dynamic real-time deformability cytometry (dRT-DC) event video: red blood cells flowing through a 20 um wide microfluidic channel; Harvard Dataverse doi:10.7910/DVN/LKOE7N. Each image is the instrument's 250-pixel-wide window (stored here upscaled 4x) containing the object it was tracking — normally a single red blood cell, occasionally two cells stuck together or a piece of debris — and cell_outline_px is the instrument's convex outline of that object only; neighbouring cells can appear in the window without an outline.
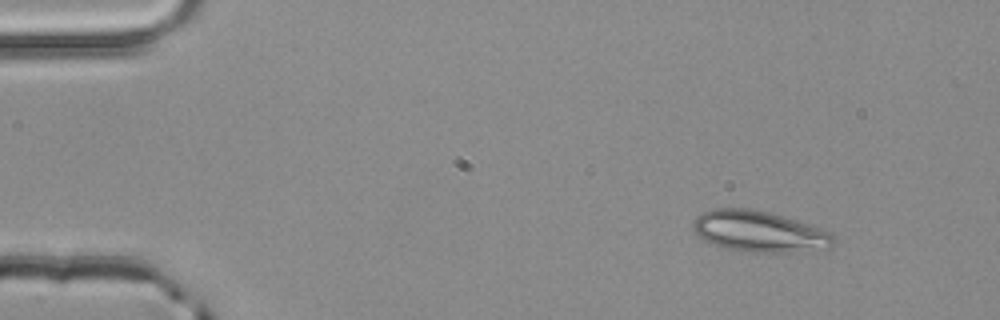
{"species": "common noctule bat (a hibernating species)", "species_latin": "Nyctalus noctula", "temperature_condition": "room temperature", "stored_images_in_passage": 3, "camera_frame_rate_fps": 3000, "um_per_image_px": 0.085, "animal": {"sex": "male", "body_mass_g": 20.4}, "frame": {"image": 1, "passage_image": 1, "time_ms": 0.0, "image_size_px": [1000, 320], "cell_outline_px": [[836, 244], [832, 248], [792, 252], [748, 252], [724, 248], [704, 240], [696, 232], [692, 224], [696, 216], [712, 208], [748, 208], [768, 212], [808, 224], [828, 232], [836, 236]], "centroid_in_image_um": [64.55, 19.68], "position_along_channel_um": 20.4, "area_um2": 33.52}}